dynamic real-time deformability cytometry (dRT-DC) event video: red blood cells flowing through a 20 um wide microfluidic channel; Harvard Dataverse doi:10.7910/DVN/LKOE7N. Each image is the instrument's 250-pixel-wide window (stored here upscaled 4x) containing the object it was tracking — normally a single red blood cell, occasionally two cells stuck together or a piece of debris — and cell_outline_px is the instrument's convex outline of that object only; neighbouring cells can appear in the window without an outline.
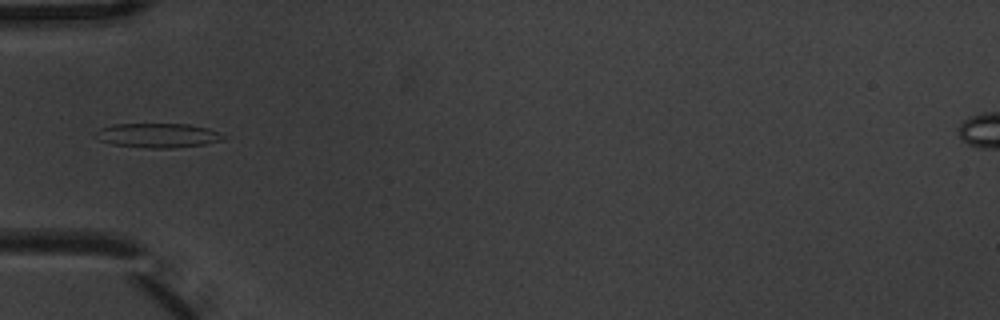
{"species": "common noctule bat (a hibernating species)", "species_latin": "Nyctalus noctula", "temperature_condition": "warm", "stored_images_in_passage": 8, "camera_frame_rate_fps": 3000, "um_per_image_px": 0.085, "animal": {"sex": "male", "body_mass_g": 20.1, "forearm_length_mm": 53.5}, "frame": {"image": 1, "passage_image": 5, "time_ms": 1.333, "image_size_px": [1000, 320], "cell_outline_px": [[224, 140], [204, 144], [172, 148], [144, 148], [112, 144], [100, 140], [92, 136], [92, 132], [100, 128], [116, 124], [188, 124], [208, 128], [220, 132], [224, 136]], "centroid_in_image_um": [13.37, 11.51], "position_along_channel_um": 71.6, "area_um2": 18.32}}
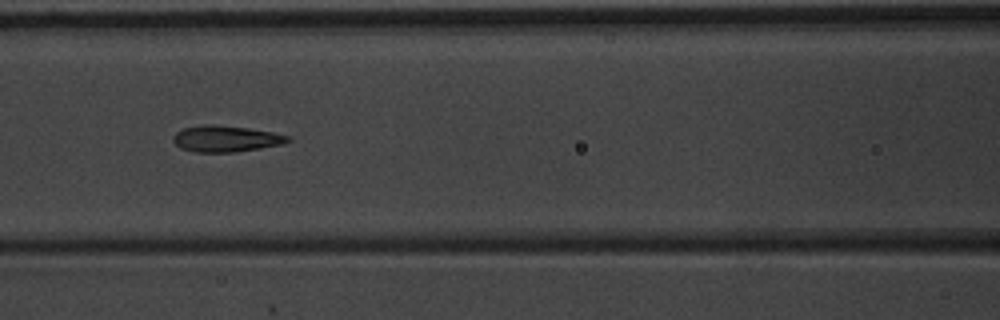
{"frame": {"image": 2, "passage_image": 7, "time_ms": 2.0, "image_size_px": [1000, 320], "cell_outline_px": [[292, 140], [280, 144], [260, 148], [236, 152], [196, 152], [180, 148], [172, 140], [172, 136], [176, 132], [184, 128], [204, 124], [212, 124], [248, 128], [272, 132], [288, 136]], "centroid_in_image_um": [19.15, 11.79], "position_along_channel_um": 147.4, "area_um2": 17.46}}
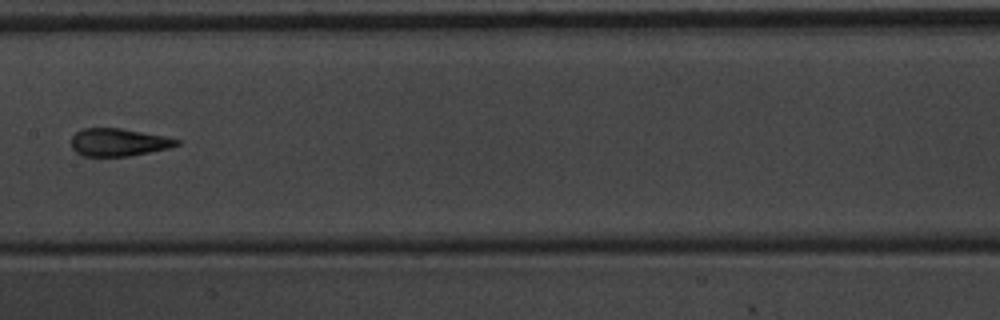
{"frame": {"image": 3, "passage_image": 8, "time_ms": 2.333, "image_size_px": [1000, 320], "cell_outline_px": [[180, 144], [168, 148], [128, 156], [84, 156], [76, 152], [72, 148], [72, 136], [76, 132], [84, 128], [120, 128], [164, 136], [180, 140]], "centroid_in_image_um": [10.06, 12.09], "position_along_channel_um": 197.3, "area_um2": 16.82}}